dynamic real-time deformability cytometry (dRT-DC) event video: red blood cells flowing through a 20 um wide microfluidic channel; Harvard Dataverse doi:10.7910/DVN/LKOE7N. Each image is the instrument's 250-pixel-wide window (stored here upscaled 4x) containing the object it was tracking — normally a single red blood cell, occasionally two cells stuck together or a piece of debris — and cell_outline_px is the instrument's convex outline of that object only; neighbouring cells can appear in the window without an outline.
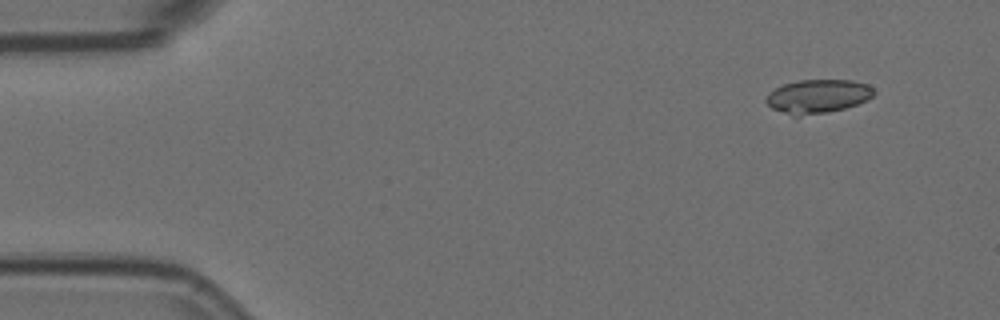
{"species": "Egyptian fruit bat (a non-hibernating species)", "species_latin": "Rousettus aegyptiacus", "temperature_condition": "room temperature", "stored_images_in_passage": 3, "camera_frame_rate_fps": 3000, "um_per_image_px": 0.085, "animal": {"sex": "female"}, "frame": {"image": 1, "passage_image": 1, "time_ms": 0.0, "image_size_px": [1000, 320], "cell_outline_px": [[876, 92], [868, 100], [844, 108], [828, 112], [800, 116], [792, 116], [772, 108], [764, 100], [768, 92], [784, 84], [800, 80], [852, 80], [868, 84]], "centroid_in_image_um": [69.5, 8.18], "position_along_channel_um": 15.5, "area_um2": 21.21}}